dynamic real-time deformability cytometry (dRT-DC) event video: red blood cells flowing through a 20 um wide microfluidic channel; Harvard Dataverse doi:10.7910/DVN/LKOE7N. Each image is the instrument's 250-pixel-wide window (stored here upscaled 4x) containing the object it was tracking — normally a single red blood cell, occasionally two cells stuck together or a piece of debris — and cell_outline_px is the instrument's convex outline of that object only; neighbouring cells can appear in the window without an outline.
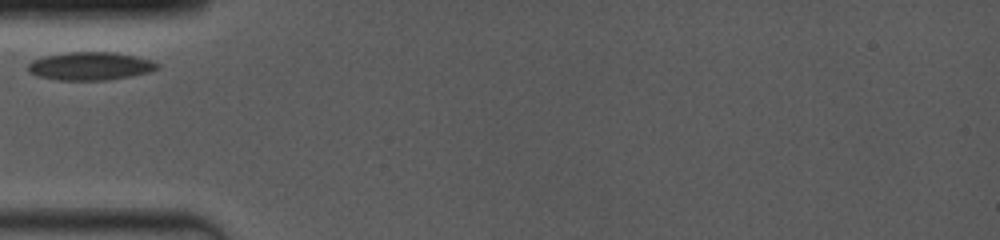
{"species": "common noctule bat (a hibernating species)", "species_latin": "Nyctalus noctula", "temperature_condition": "room temperature", "stored_images_in_passage": 23, "camera_frame_rate_fps": 4000, "um_per_image_px": 0.085, "animal": {"sex": "female", "body_mass_g": 19.0, "forearm_length_mm": 53.3}, "frame": {"image": 1, "passage_image": 1, "time_ms": 0.0, "image_size_px": [1000, 240], "cell_outline_px": [[160, 68], [152, 72], [108, 80], [56, 80], [40, 76], [28, 72], [24, 68], [32, 60], [44, 56], [68, 52], [112, 52], [152, 60], [160, 64]], "centroid_in_image_um": [7.67, 5.62], "position_along_channel_um": 77.3, "area_um2": 21.33}}
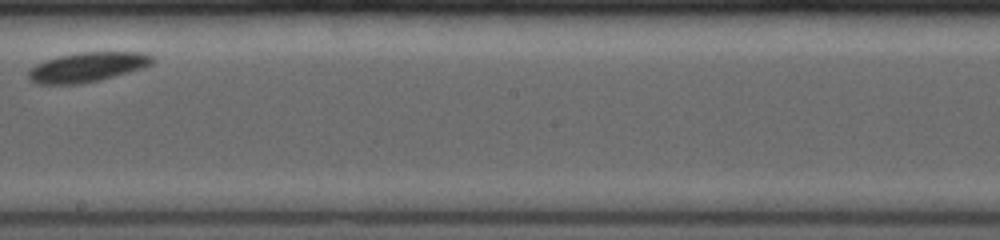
{"frame": {"image": 2, "passage_image": 12, "time_ms": 4.5, "image_size_px": [1000, 240], "cell_outline_px": [[152, 64], [144, 68], [100, 80], [76, 84], [36, 84], [28, 80], [28, 72], [36, 64], [44, 60], [60, 56], [80, 52], [144, 52], [152, 56]], "centroid_in_image_um": [7.41, 5.71], "position_along_channel_um": 240.8, "area_um2": 21.39}}
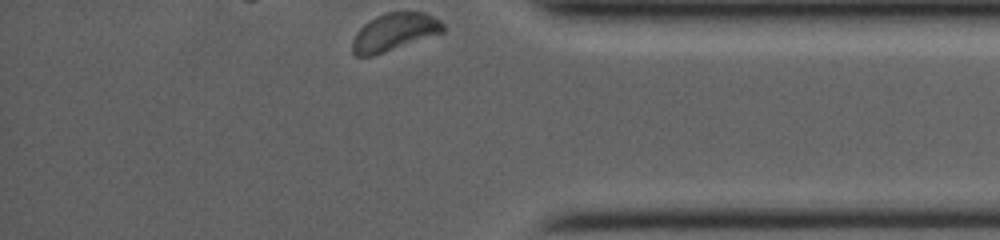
{"frame": {"image": 3, "passage_image": 23, "time_ms": 9.0, "image_size_px": [1000, 240], "cell_outline_px": [[444, 32], [372, 56], [356, 56], [352, 52], [352, 40], [356, 32], [364, 24], [376, 16], [388, 12], [424, 12], [440, 20], [444, 24]], "centroid_in_image_um": [33.51, 2.72], "position_along_channel_um": 401.7, "area_um2": 19.71}}